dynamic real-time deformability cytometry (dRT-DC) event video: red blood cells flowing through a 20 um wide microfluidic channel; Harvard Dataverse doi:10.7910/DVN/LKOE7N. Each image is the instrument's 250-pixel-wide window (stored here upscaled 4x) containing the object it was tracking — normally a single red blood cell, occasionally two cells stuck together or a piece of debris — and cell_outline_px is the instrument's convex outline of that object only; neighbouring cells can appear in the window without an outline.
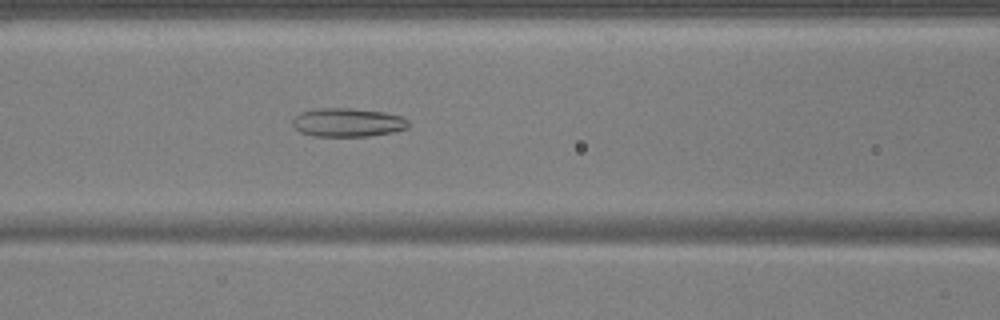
{"species": "common noctule bat (a hibernating species)", "species_latin": "Nyctalus noctula", "temperature_condition": "warm", "stored_images_in_passage": 54, "camera_frame_rate_fps": 3000, "um_per_image_px": 0.085, "animal": {"sex": "male", "body_mass_g": 17.9, "forearm_length_mm": 54.2}, "frame": {"image": 1, "passage_image": 23, "time_ms": 7.333, "image_size_px": [1000, 320], "cell_outline_px": [[408, 128], [392, 132], [368, 136], [312, 136], [300, 132], [292, 124], [292, 120], [300, 112], [316, 108], [348, 108], [384, 112], [400, 116], [408, 120]], "centroid_in_image_um": [29.53, 10.41], "position_along_channel_um": 137.1, "area_um2": 19.31}}
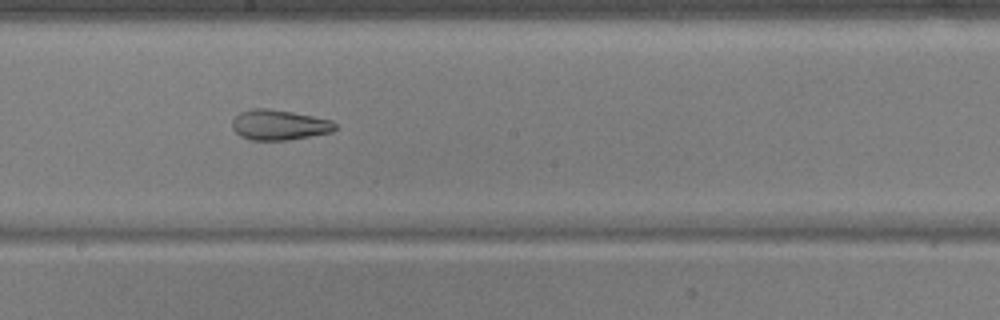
{"frame": {"image": 2, "passage_image": 30, "time_ms": 9.667, "image_size_px": [1000, 320], "cell_outline_px": [[336, 128], [332, 132], [288, 140], [248, 140], [240, 136], [232, 128], [232, 120], [240, 112], [252, 108], [268, 108], [312, 116], [332, 120], [336, 124]], "centroid_in_image_um": [23.7, 10.62], "position_along_channel_um": 224.5, "area_um2": 18.15}}
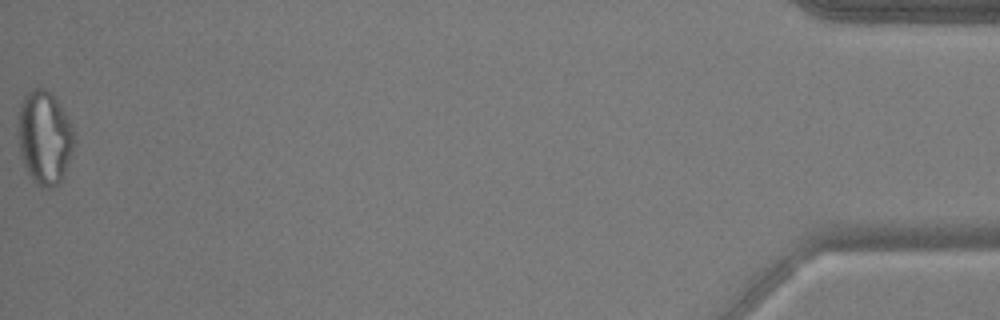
{"frame": {"image": 3, "passage_image": 54, "time_ms": 17.667, "image_size_px": [1000, 320], "cell_outline_px": [[76, 140], [72, 152], [60, 184], [52, 188], [40, 188], [32, 180], [20, 156], [16, 132], [16, 128], [20, 104], [24, 96], [32, 88], [44, 88], [52, 92], [68, 120], [76, 136]], "centroid_in_image_um": [3.76, 11.71], "position_along_channel_um": 431.4, "area_um2": 31.15}, "authors_computed_cell_mechanics": {"area_um2": 24.7673, "velocity_mm_per_s": 3.7511, "shape_relaxation_time_tau1_ms": null, "shape_relaxation_time_tau2_ms": 2.3223, "deformation_change_tau1": null, "deformation_change_tau2": 0.101}}